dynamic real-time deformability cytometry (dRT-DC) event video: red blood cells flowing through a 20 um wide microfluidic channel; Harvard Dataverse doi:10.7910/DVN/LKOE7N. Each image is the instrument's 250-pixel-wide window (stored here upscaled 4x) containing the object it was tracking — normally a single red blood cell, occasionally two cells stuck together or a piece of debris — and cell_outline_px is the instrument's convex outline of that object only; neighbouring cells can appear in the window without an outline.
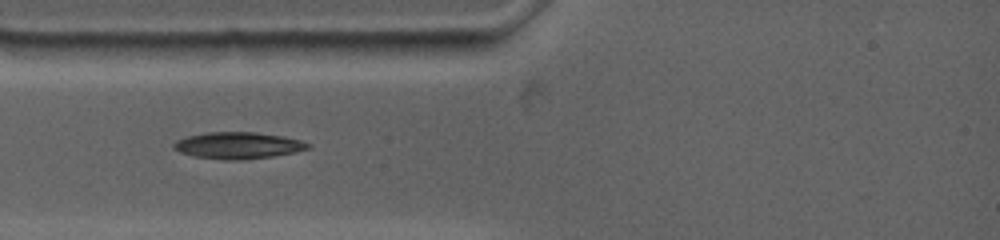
{"species": "common noctule bat (a hibernating species)", "species_latin": "Nyctalus noctula", "temperature_condition": "warm", "stored_images_in_passage": 67, "camera_frame_rate_fps": 4500, "um_per_image_px": 0.085, "animal": {"sex": "female", "body_mass_g": 19.0, "forearm_length_mm": 53.3}, "frame": {"image": 1, "passage_image": 1, "time_ms": 0.0, "image_size_px": [1000, 240], "cell_outline_px": [[312, 148], [296, 152], [272, 156], [240, 160], [224, 160], [192, 156], [180, 152], [172, 148], [172, 144], [176, 140], [188, 136], [204, 132], [256, 132], [284, 136], [300, 140], [312, 144]], "centroid_in_image_um": [20.24, 12.36], "position_along_channel_um": 64.8, "area_um2": 21.1}}
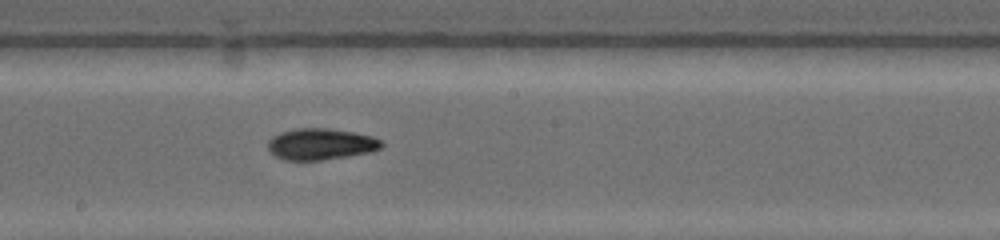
{"frame": {"image": 2, "passage_image": 20, "time_ms": 4.222, "image_size_px": [1000, 240], "cell_outline_px": [[384, 144], [380, 148], [372, 152], [348, 156], [320, 160], [284, 160], [276, 156], [268, 148], [268, 140], [272, 136], [280, 132], [296, 128], [328, 128], [352, 132], [372, 136], [380, 140]], "centroid_in_image_um": [27.26, 12.24], "position_along_channel_um": 220.9, "area_um2": 20.75}}
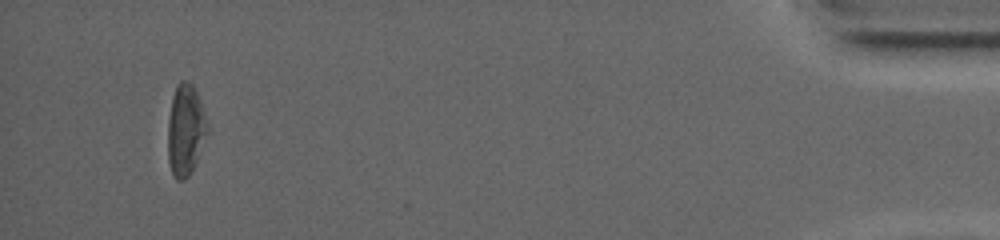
{"frame": {"image": 3, "passage_image": 58, "time_ms": 12.667, "image_size_px": [1000, 240], "cell_outline_px": [[208, 132], [196, 160], [188, 176], [180, 180], [176, 180], [172, 172], [168, 160], [168, 120], [172, 96], [176, 84], [180, 80], [188, 80], [192, 84], [200, 100], [208, 124]], "centroid_in_image_um": [15.76, 10.99], "position_along_channel_um": 419.4, "area_um2": 20.87}}